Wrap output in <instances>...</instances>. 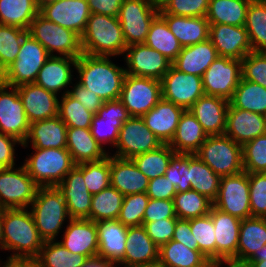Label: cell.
Returning a JSON list of instances; mask_svg holds the SVG:
<instances>
[{
  "label": "cell",
  "mask_w": 266,
  "mask_h": 267,
  "mask_svg": "<svg viewBox=\"0 0 266 267\" xmlns=\"http://www.w3.org/2000/svg\"><path fill=\"white\" fill-rule=\"evenodd\" d=\"M109 58L82 53L73 68L79 74L78 83L95 92L104 102L119 99L126 75L125 68L114 64Z\"/></svg>",
  "instance_id": "1"
},
{
  "label": "cell",
  "mask_w": 266,
  "mask_h": 267,
  "mask_svg": "<svg viewBox=\"0 0 266 267\" xmlns=\"http://www.w3.org/2000/svg\"><path fill=\"white\" fill-rule=\"evenodd\" d=\"M28 208L3 209V250L8 258H36L44 241Z\"/></svg>",
  "instance_id": "2"
},
{
  "label": "cell",
  "mask_w": 266,
  "mask_h": 267,
  "mask_svg": "<svg viewBox=\"0 0 266 267\" xmlns=\"http://www.w3.org/2000/svg\"><path fill=\"white\" fill-rule=\"evenodd\" d=\"M83 53L93 56L124 55L127 44L117 17L92 13L81 35Z\"/></svg>",
  "instance_id": "3"
},
{
  "label": "cell",
  "mask_w": 266,
  "mask_h": 267,
  "mask_svg": "<svg viewBox=\"0 0 266 267\" xmlns=\"http://www.w3.org/2000/svg\"><path fill=\"white\" fill-rule=\"evenodd\" d=\"M30 206L35 226L44 242L54 241L67 218L71 219L57 186L39 187Z\"/></svg>",
  "instance_id": "4"
},
{
  "label": "cell",
  "mask_w": 266,
  "mask_h": 267,
  "mask_svg": "<svg viewBox=\"0 0 266 267\" xmlns=\"http://www.w3.org/2000/svg\"><path fill=\"white\" fill-rule=\"evenodd\" d=\"M33 149L23 165L39 187L57 186L76 165L67 148Z\"/></svg>",
  "instance_id": "5"
},
{
  "label": "cell",
  "mask_w": 266,
  "mask_h": 267,
  "mask_svg": "<svg viewBox=\"0 0 266 267\" xmlns=\"http://www.w3.org/2000/svg\"><path fill=\"white\" fill-rule=\"evenodd\" d=\"M195 154L221 177L244 171L242 146L225 134L208 136Z\"/></svg>",
  "instance_id": "6"
},
{
  "label": "cell",
  "mask_w": 266,
  "mask_h": 267,
  "mask_svg": "<svg viewBox=\"0 0 266 267\" xmlns=\"http://www.w3.org/2000/svg\"><path fill=\"white\" fill-rule=\"evenodd\" d=\"M28 34L37 40L54 56H65L77 59L82 53L81 36L43 17L40 13L31 22Z\"/></svg>",
  "instance_id": "7"
},
{
  "label": "cell",
  "mask_w": 266,
  "mask_h": 267,
  "mask_svg": "<svg viewBox=\"0 0 266 267\" xmlns=\"http://www.w3.org/2000/svg\"><path fill=\"white\" fill-rule=\"evenodd\" d=\"M49 57L47 50L27 34L23 38L16 60L2 72V83L12 87L35 83L38 72Z\"/></svg>",
  "instance_id": "8"
},
{
  "label": "cell",
  "mask_w": 266,
  "mask_h": 267,
  "mask_svg": "<svg viewBox=\"0 0 266 267\" xmlns=\"http://www.w3.org/2000/svg\"><path fill=\"white\" fill-rule=\"evenodd\" d=\"M38 188L24 165L0 169V209L30 207Z\"/></svg>",
  "instance_id": "9"
},
{
  "label": "cell",
  "mask_w": 266,
  "mask_h": 267,
  "mask_svg": "<svg viewBox=\"0 0 266 267\" xmlns=\"http://www.w3.org/2000/svg\"><path fill=\"white\" fill-rule=\"evenodd\" d=\"M162 98L161 81L126 74L119 100L130 116L142 117Z\"/></svg>",
  "instance_id": "10"
},
{
  "label": "cell",
  "mask_w": 266,
  "mask_h": 267,
  "mask_svg": "<svg viewBox=\"0 0 266 267\" xmlns=\"http://www.w3.org/2000/svg\"><path fill=\"white\" fill-rule=\"evenodd\" d=\"M159 14L150 0H124L118 13L127 46L145 43L149 27Z\"/></svg>",
  "instance_id": "11"
},
{
  "label": "cell",
  "mask_w": 266,
  "mask_h": 267,
  "mask_svg": "<svg viewBox=\"0 0 266 267\" xmlns=\"http://www.w3.org/2000/svg\"><path fill=\"white\" fill-rule=\"evenodd\" d=\"M213 206L239 219L251 217L249 200V173L222 176Z\"/></svg>",
  "instance_id": "12"
},
{
  "label": "cell",
  "mask_w": 266,
  "mask_h": 267,
  "mask_svg": "<svg viewBox=\"0 0 266 267\" xmlns=\"http://www.w3.org/2000/svg\"><path fill=\"white\" fill-rule=\"evenodd\" d=\"M161 141L146 126L142 117L131 116L126 120L115 145L117 151L113 156L132 159L133 157L158 149Z\"/></svg>",
  "instance_id": "13"
},
{
  "label": "cell",
  "mask_w": 266,
  "mask_h": 267,
  "mask_svg": "<svg viewBox=\"0 0 266 267\" xmlns=\"http://www.w3.org/2000/svg\"><path fill=\"white\" fill-rule=\"evenodd\" d=\"M241 78V60L219 56L202 77L204 94L230 100Z\"/></svg>",
  "instance_id": "14"
},
{
  "label": "cell",
  "mask_w": 266,
  "mask_h": 267,
  "mask_svg": "<svg viewBox=\"0 0 266 267\" xmlns=\"http://www.w3.org/2000/svg\"><path fill=\"white\" fill-rule=\"evenodd\" d=\"M162 98L188 110L204 95L202 77L186 74L173 65L161 80Z\"/></svg>",
  "instance_id": "15"
},
{
  "label": "cell",
  "mask_w": 266,
  "mask_h": 267,
  "mask_svg": "<svg viewBox=\"0 0 266 267\" xmlns=\"http://www.w3.org/2000/svg\"><path fill=\"white\" fill-rule=\"evenodd\" d=\"M8 89L11 91L9 92ZM29 129L30 122L24 111L17 87L0 83V132L13 136L24 143Z\"/></svg>",
  "instance_id": "16"
},
{
  "label": "cell",
  "mask_w": 266,
  "mask_h": 267,
  "mask_svg": "<svg viewBox=\"0 0 266 267\" xmlns=\"http://www.w3.org/2000/svg\"><path fill=\"white\" fill-rule=\"evenodd\" d=\"M127 52V53H126ZM126 74L162 80L172 63L160 52L145 43L127 46L125 51Z\"/></svg>",
  "instance_id": "17"
},
{
  "label": "cell",
  "mask_w": 266,
  "mask_h": 267,
  "mask_svg": "<svg viewBox=\"0 0 266 267\" xmlns=\"http://www.w3.org/2000/svg\"><path fill=\"white\" fill-rule=\"evenodd\" d=\"M130 117L119 99L106 101L92 118L91 134L102 147L105 143L115 146L123 123Z\"/></svg>",
  "instance_id": "18"
},
{
  "label": "cell",
  "mask_w": 266,
  "mask_h": 267,
  "mask_svg": "<svg viewBox=\"0 0 266 267\" xmlns=\"http://www.w3.org/2000/svg\"><path fill=\"white\" fill-rule=\"evenodd\" d=\"M39 13L51 22L80 36L91 15L87 0H56L41 8Z\"/></svg>",
  "instance_id": "19"
},
{
  "label": "cell",
  "mask_w": 266,
  "mask_h": 267,
  "mask_svg": "<svg viewBox=\"0 0 266 267\" xmlns=\"http://www.w3.org/2000/svg\"><path fill=\"white\" fill-rule=\"evenodd\" d=\"M57 187L66 201L70 218L87 219L91 210L92 194L84 182L83 163L75 165Z\"/></svg>",
  "instance_id": "20"
},
{
  "label": "cell",
  "mask_w": 266,
  "mask_h": 267,
  "mask_svg": "<svg viewBox=\"0 0 266 267\" xmlns=\"http://www.w3.org/2000/svg\"><path fill=\"white\" fill-rule=\"evenodd\" d=\"M209 40L219 56L242 60L252 52L245 26L210 24Z\"/></svg>",
  "instance_id": "21"
},
{
  "label": "cell",
  "mask_w": 266,
  "mask_h": 267,
  "mask_svg": "<svg viewBox=\"0 0 266 267\" xmlns=\"http://www.w3.org/2000/svg\"><path fill=\"white\" fill-rule=\"evenodd\" d=\"M215 227L216 261L237 262L241 219L212 206L209 212Z\"/></svg>",
  "instance_id": "22"
},
{
  "label": "cell",
  "mask_w": 266,
  "mask_h": 267,
  "mask_svg": "<svg viewBox=\"0 0 266 267\" xmlns=\"http://www.w3.org/2000/svg\"><path fill=\"white\" fill-rule=\"evenodd\" d=\"M17 90L30 123L58 116L57 94L47 91L36 83L22 84Z\"/></svg>",
  "instance_id": "23"
},
{
  "label": "cell",
  "mask_w": 266,
  "mask_h": 267,
  "mask_svg": "<svg viewBox=\"0 0 266 267\" xmlns=\"http://www.w3.org/2000/svg\"><path fill=\"white\" fill-rule=\"evenodd\" d=\"M229 100L212 95L201 96L188 110L208 136L223 135L226 130Z\"/></svg>",
  "instance_id": "24"
},
{
  "label": "cell",
  "mask_w": 266,
  "mask_h": 267,
  "mask_svg": "<svg viewBox=\"0 0 266 267\" xmlns=\"http://www.w3.org/2000/svg\"><path fill=\"white\" fill-rule=\"evenodd\" d=\"M68 222L60 243L72 253L89 259L97 258L99 244L96 222L88 219H70Z\"/></svg>",
  "instance_id": "25"
},
{
  "label": "cell",
  "mask_w": 266,
  "mask_h": 267,
  "mask_svg": "<svg viewBox=\"0 0 266 267\" xmlns=\"http://www.w3.org/2000/svg\"><path fill=\"white\" fill-rule=\"evenodd\" d=\"M99 249L97 257L119 265L124 259L128 227L118 219L96 222Z\"/></svg>",
  "instance_id": "26"
},
{
  "label": "cell",
  "mask_w": 266,
  "mask_h": 267,
  "mask_svg": "<svg viewBox=\"0 0 266 267\" xmlns=\"http://www.w3.org/2000/svg\"><path fill=\"white\" fill-rule=\"evenodd\" d=\"M265 133L266 125L263 115L233 108L229 104L225 135L243 146L245 143Z\"/></svg>",
  "instance_id": "27"
},
{
  "label": "cell",
  "mask_w": 266,
  "mask_h": 267,
  "mask_svg": "<svg viewBox=\"0 0 266 267\" xmlns=\"http://www.w3.org/2000/svg\"><path fill=\"white\" fill-rule=\"evenodd\" d=\"M110 184L124 196L147 192L149 179L132 159L110 156Z\"/></svg>",
  "instance_id": "28"
},
{
  "label": "cell",
  "mask_w": 266,
  "mask_h": 267,
  "mask_svg": "<svg viewBox=\"0 0 266 267\" xmlns=\"http://www.w3.org/2000/svg\"><path fill=\"white\" fill-rule=\"evenodd\" d=\"M184 109L161 98L149 112L142 116L146 126L162 144H169L177 129Z\"/></svg>",
  "instance_id": "29"
},
{
  "label": "cell",
  "mask_w": 266,
  "mask_h": 267,
  "mask_svg": "<svg viewBox=\"0 0 266 267\" xmlns=\"http://www.w3.org/2000/svg\"><path fill=\"white\" fill-rule=\"evenodd\" d=\"M67 125L59 116L50 119L38 120L30 123L27 139L21 145L24 148L28 143L33 148H66L67 144Z\"/></svg>",
  "instance_id": "30"
},
{
  "label": "cell",
  "mask_w": 266,
  "mask_h": 267,
  "mask_svg": "<svg viewBox=\"0 0 266 267\" xmlns=\"http://www.w3.org/2000/svg\"><path fill=\"white\" fill-rule=\"evenodd\" d=\"M77 59L65 56H50L38 72L35 83L47 91L59 94L60 90L72 84V66H76Z\"/></svg>",
  "instance_id": "31"
},
{
  "label": "cell",
  "mask_w": 266,
  "mask_h": 267,
  "mask_svg": "<svg viewBox=\"0 0 266 267\" xmlns=\"http://www.w3.org/2000/svg\"><path fill=\"white\" fill-rule=\"evenodd\" d=\"M124 259L119 266L130 267L159 259V247L147 234L145 227H128Z\"/></svg>",
  "instance_id": "32"
},
{
  "label": "cell",
  "mask_w": 266,
  "mask_h": 267,
  "mask_svg": "<svg viewBox=\"0 0 266 267\" xmlns=\"http://www.w3.org/2000/svg\"><path fill=\"white\" fill-rule=\"evenodd\" d=\"M219 57L216 48L208 39L195 45L182 47L172 65L181 72L203 77L206 69Z\"/></svg>",
  "instance_id": "33"
},
{
  "label": "cell",
  "mask_w": 266,
  "mask_h": 267,
  "mask_svg": "<svg viewBox=\"0 0 266 267\" xmlns=\"http://www.w3.org/2000/svg\"><path fill=\"white\" fill-rule=\"evenodd\" d=\"M66 148L76 165L104 159L109 153L95 140L90 128L67 127Z\"/></svg>",
  "instance_id": "34"
},
{
  "label": "cell",
  "mask_w": 266,
  "mask_h": 267,
  "mask_svg": "<svg viewBox=\"0 0 266 267\" xmlns=\"http://www.w3.org/2000/svg\"><path fill=\"white\" fill-rule=\"evenodd\" d=\"M182 47L195 45L209 39V22L206 17H184L159 14Z\"/></svg>",
  "instance_id": "35"
},
{
  "label": "cell",
  "mask_w": 266,
  "mask_h": 267,
  "mask_svg": "<svg viewBox=\"0 0 266 267\" xmlns=\"http://www.w3.org/2000/svg\"><path fill=\"white\" fill-rule=\"evenodd\" d=\"M207 137L208 135L195 116L189 110H184L175 134L168 145L175 153L195 154Z\"/></svg>",
  "instance_id": "36"
},
{
  "label": "cell",
  "mask_w": 266,
  "mask_h": 267,
  "mask_svg": "<svg viewBox=\"0 0 266 267\" xmlns=\"http://www.w3.org/2000/svg\"><path fill=\"white\" fill-rule=\"evenodd\" d=\"M264 245H266V218L251 216L242 219L237 246V263H245Z\"/></svg>",
  "instance_id": "37"
},
{
  "label": "cell",
  "mask_w": 266,
  "mask_h": 267,
  "mask_svg": "<svg viewBox=\"0 0 266 267\" xmlns=\"http://www.w3.org/2000/svg\"><path fill=\"white\" fill-rule=\"evenodd\" d=\"M188 169L191 190L214 201L218 196L221 176L216 174L196 154H188Z\"/></svg>",
  "instance_id": "38"
},
{
  "label": "cell",
  "mask_w": 266,
  "mask_h": 267,
  "mask_svg": "<svg viewBox=\"0 0 266 267\" xmlns=\"http://www.w3.org/2000/svg\"><path fill=\"white\" fill-rule=\"evenodd\" d=\"M250 0H210L206 18L209 24L244 26Z\"/></svg>",
  "instance_id": "39"
},
{
  "label": "cell",
  "mask_w": 266,
  "mask_h": 267,
  "mask_svg": "<svg viewBox=\"0 0 266 267\" xmlns=\"http://www.w3.org/2000/svg\"><path fill=\"white\" fill-rule=\"evenodd\" d=\"M145 44L160 52L171 63L176 60L182 50L181 44L159 14L150 24Z\"/></svg>",
  "instance_id": "40"
},
{
  "label": "cell",
  "mask_w": 266,
  "mask_h": 267,
  "mask_svg": "<svg viewBox=\"0 0 266 267\" xmlns=\"http://www.w3.org/2000/svg\"><path fill=\"white\" fill-rule=\"evenodd\" d=\"M38 14L34 0H0V24L28 30Z\"/></svg>",
  "instance_id": "41"
},
{
  "label": "cell",
  "mask_w": 266,
  "mask_h": 267,
  "mask_svg": "<svg viewBox=\"0 0 266 267\" xmlns=\"http://www.w3.org/2000/svg\"><path fill=\"white\" fill-rule=\"evenodd\" d=\"M229 104L233 108L263 115L266 112V88L241 78Z\"/></svg>",
  "instance_id": "42"
},
{
  "label": "cell",
  "mask_w": 266,
  "mask_h": 267,
  "mask_svg": "<svg viewBox=\"0 0 266 267\" xmlns=\"http://www.w3.org/2000/svg\"><path fill=\"white\" fill-rule=\"evenodd\" d=\"M159 260L166 267H198L208 258L199 250L189 249L181 242L171 240L159 247Z\"/></svg>",
  "instance_id": "43"
},
{
  "label": "cell",
  "mask_w": 266,
  "mask_h": 267,
  "mask_svg": "<svg viewBox=\"0 0 266 267\" xmlns=\"http://www.w3.org/2000/svg\"><path fill=\"white\" fill-rule=\"evenodd\" d=\"M124 195L111 185L92 195L88 220H116L120 214Z\"/></svg>",
  "instance_id": "44"
},
{
  "label": "cell",
  "mask_w": 266,
  "mask_h": 267,
  "mask_svg": "<svg viewBox=\"0 0 266 267\" xmlns=\"http://www.w3.org/2000/svg\"><path fill=\"white\" fill-rule=\"evenodd\" d=\"M36 259L43 267H82L89 258L66 249L59 241L43 243Z\"/></svg>",
  "instance_id": "45"
},
{
  "label": "cell",
  "mask_w": 266,
  "mask_h": 267,
  "mask_svg": "<svg viewBox=\"0 0 266 267\" xmlns=\"http://www.w3.org/2000/svg\"><path fill=\"white\" fill-rule=\"evenodd\" d=\"M244 26L252 51L266 52V1H250Z\"/></svg>",
  "instance_id": "46"
},
{
  "label": "cell",
  "mask_w": 266,
  "mask_h": 267,
  "mask_svg": "<svg viewBox=\"0 0 266 267\" xmlns=\"http://www.w3.org/2000/svg\"><path fill=\"white\" fill-rule=\"evenodd\" d=\"M176 217L192 219L208 214L213 201L194 190L177 192L173 199Z\"/></svg>",
  "instance_id": "47"
},
{
  "label": "cell",
  "mask_w": 266,
  "mask_h": 267,
  "mask_svg": "<svg viewBox=\"0 0 266 267\" xmlns=\"http://www.w3.org/2000/svg\"><path fill=\"white\" fill-rule=\"evenodd\" d=\"M175 151L163 144L158 149L149 151L132 158L137 168L150 180L165 175L170 159Z\"/></svg>",
  "instance_id": "48"
},
{
  "label": "cell",
  "mask_w": 266,
  "mask_h": 267,
  "mask_svg": "<svg viewBox=\"0 0 266 267\" xmlns=\"http://www.w3.org/2000/svg\"><path fill=\"white\" fill-rule=\"evenodd\" d=\"M63 92L58 108L60 119L67 127L90 128L94 114L72 97L68 91Z\"/></svg>",
  "instance_id": "49"
},
{
  "label": "cell",
  "mask_w": 266,
  "mask_h": 267,
  "mask_svg": "<svg viewBox=\"0 0 266 267\" xmlns=\"http://www.w3.org/2000/svg\"><path fill=\"white\" fill-rule=\"evenodd\" d=\"M28 30L0 24V71H5L17 58Z\"/></svg>",
  "instance_id": "50"
},
{
  "label": "cell",
  "mask_w": 266,
  "mask_h": 267,
  "mask_svg": "<svg viewBox=\"0 0 266 267\" xmlns=\"http://www.w3.org/2000/svg\"><path fill=\"white\" fill-rule=\"evenodd\" d=\"M191 232L198 243V250L216 261L215 227L210 214L190 219Z\"/></svg>",
  "instance_id": "51"
},
{
  "label": "cell",
  "mask_w": 266,
  "mask_h": 267,
  "mask_svg": "<svg viewBox=\"0 0 266 267\" xmlns=\"http://www.w3.org/2000/svg\"><path fill=\"white\" fill-rule=\"evenodd\" d=\"M83 176L85 185L92 195L109 187L110 155L99 161L83 163Z\"/></svg>",
  "instance_id": "52"
},
{
  "label": "cell",
  "mask_w": 266,
  "mask_h": 267,
  "mask_svg": "<svg viewBox=\"0 0 266 267\" xmlns=\"http://www.w3.org/2000/svg\"><path fill=\"white\" fill-rule=\"evenodd\" d=\"M149 199L146 192L124 196L118 220L127 227L142 226Z\"/></svg>",
  "instance_id": "53"
},
{
  "label": "cell",
  "mask_w": 266,
  "mask_h": 267,
  "mask_svg": "<svg viewBox=\"0 0 266 267\" xmlns=\"http://www.w3.org/2000/svg\"><path fill=\"white\" fill-rule=\"evenodd\" d=\"M242 155L246 173L266 172V133L245 143Z\"/></svg>",
  "instance_id": "54"
},
{
  "label": "cell",
  "mask_w": 266,
  "mask_h": 267,
  "mask_svg": "<svg viewBox=\"0 0 266 267\" xmlns=\"http://www.w3.org/2000/svg\"><path fill=\"white\" fill-rule=\"evenodd\" d=\"M249 200L251 216L266 218V172L249 173Z\"/></svg>",
  "instance_id": "55"
},
{
  "label": "cell",
  "mask_w": 266,
  "mask_h": 267,
  "mask_svg": "<svg viewBox=\"0 0 266 267\" xmlns=\"http://www.w3.org/2000/svg\"><path fill=\"white\" fill-rule=\"evenodd\" d=\"M242 79L266 88V52H249L241 60Z\"/></svg>",
  "instance_id": "56"
},
{
  "label": "cell",
  "mask_w": 266,
  "mask_h": 267,
  "mask_svg": "<svg viewBox=\"0 0 266 267\" xmlns=\"http://www.w3.org/2000/svg\"><path fill=\"white\" fill-rule=\"evenodd\" d=\"M165 176L176 187L177 192L191 190L188 169V154L175 153L165 171Z\"/></svg>",
  "instance_id": "57"
},
{
  "label": "cell",
  "mask_w": 266,
  "mask_h": 267,
  "mask_svg": "<svg viewBox=\"0 0 266 267\" xmlns=\"http://www.w3.org/2000/svg\"><path fill=\"white\" fill-rule=\"evenodd\" d=\"M210 0H170L159 14H172L184 17H206Z\"/></svg>",
  "instance_id": "58"
},
{
  "label": "cell",
  "mask_w": 266,
  "mask_h": 267,
  "mask_svg": "<svg viewBox=\"0 0 266 267\" xmlns=\"http://www.w3.org/2000/svg\"><path fill=\"white\" fill-rule=\"evenodd\" d=\"M177 219L178 218H166L147 222L144 227L152 241L160 247L172 240Z\"/></svg>",
  "instance_id": "59"
},
{
  "label": "cell",
  "mask_w": 266,
  "mask_h": 267,
  "mask_svg": "<svg viewBox=\"0 0 266 267\" xmlns=\"http://www.w3.org/2000/svg\"><path fill=\"white\" fill-rule=\"evenodd\" d=\"M166 218H177L173 200L149 199L143 216L142 225L144 226L147 222Z\"/></svg>",
  "instance_id": "60"
},
{
  "label": "cell",
  "mask_w": 266,
  "mask_h": 267,
  "mask_svg": "<svg viewBox=\"0 0 266 267\" xmlns=\"http://www.w3.org/2000/svg\"><path fill=\"white\" fill-rule=\"evenodd\" d=\"M147 196L150 199L173 200L176 195V187L165 175L149 180Z\"/></svg>",
  "instance_id": "61"
},
{
  "label": "cell",
  "mask_w": 266,
  "mask_h": 267,
  "mask_svg": "<svg viewBox=\"0 0 266 267\" xmlns=\"http://www.w3.org/2000/svg\"><path fill=\"white\" fill-rule=\"evenodd\" d=\"M68 93L78 100L89 112L94 115L98 109L103 105L104 101L93 91L88 90L84 86L77 83Z\"/></svg>",
  "instance_id": "62"
},
{
  "label": "cell",
  "mask_w": 266,
  "mask_h": 267,
  "mask_svg": "<svg viewBox=\"0 0 266 267\" xmlns=\"http://www.w3.org/2000/svg\"><path fill=\"white\" fill-rule=\"evenodd\" d=\"M15 144H23L17 138L0 132V169L15 165Z\"/></svg>",
  "instance_id": "63"
},
{
  "label": "cell",
  "mask_w": 266,
  "mask_h": 267,
  "mask_svg": "<svg viewBox=\"0 0 266 267\" xmlns=\"http://www.w3.org/2000/svg\"><path fill=\"white\" fill-rule=\"evenodd\" d=\"M172 240L181 242L189 249L198 250V243L191 232L190 219H177Z\"/></svg>",
  "instance_id": "64"
},
{
  "label": "cell",
  "mask_w": 266,
  "mask_h": 267,
  "mask_svg": "<svg viewBox=\"0 0 266 267\" xmlns=\"http://www.w3.org/2000/svg\"><path fill=\"white\" fill-rule=\"evenodd\" d=\"M124 0H87L89 10L106 16L117 17Z\"/></svg>",
  "instance_id": "65"
},
{
  "label": "cell",
  "mask_w": 266,
  "mask_h": 267,
  "mask_svg": "<svg viewBox=\"0 0 266 267\" xmlns=\"http://www.w3.org/2000/svg\"><path fill=\"white\" fill-rule=\"evenodd\" d=\"M244 264L248 267H266V245L255 251Z\"/></svg>",
  "instance_id": "66"
},
{
  "label": "cell",
  "mask_w": 266,
  "mask_h": 267,
  "mask_svg": "<svg viewBox=\"0 0 266 267\" xmlns=\"http://www.w3.org/2000/svg\"><path fill=\"white\" fill-rule=\"evenodd\" d=\"M117 264L100 258L89 259L82 267H117Z\"/></svg>",
  "instance_id": "67"
},
{
  "label": "cell",
  "mask_w": 266,
  "mask_h": 267,
  "mask_svg": "<svg viewBox=\"0 0 266 267\" xmlns=\"http://www.w3.org/2000/svg\"><path fill=\"white\" fill-rule=\"evenodd\" d=\"M20 267H43L36 258H20Z\"/></svg>",
  "instance_id": "68"
},
{
  "label": "cell",
  "mask_w": 266,
  "mask_h": 267,
  "mask_svg": "<svg viewBox=\"0 0 266 267\" xmlns=\"http://www.w3.org/2000/svg\"><path fill=\"white\" fill-rule=\"evenodd\" d=\"M225 263L226 267H248L244 263H237L234 261H214V267H222L221 265Z\"/></svg>",
  "instance_id": "69"
},
{
  "label": "cell",
  "mask_w": 266,
  "mask_h": 267,
  "mask_svg": "<svg viewBox=\"0 0 266 267\" xmlns=\"http://www.w3.org/2000/svg\"><path fill=\"white\" fill-rule=\"evenodd\" d=\"M130 267H166V266L159 259H157L152 262L136 264Z\"/></svg>",
  "instance_id": "70"
},
{
  "label": "cell",
  "mask_w": 266,
  "mask_h": 267,
  "mask_svg": "<svg viewBox=\"0 0 266 267\" xmlns=\"http://www.w3.org/2000/svg\"><path fill=\"white\" fill-rule=\"evenodd\" d=\"M0 267H20V258H7L4 265Z\"/></svg>",
  "instance_id": "71"
},
{
  "label": "cell",
  "mask_w": 266,
  "mask_h": 267,
  "mask_svg": "<svg viewBox=\"0 0 266 267\" xmlns=\"http://www.w3.org/2000/svg\"><path fill=\"white\" fill-rule=\"evenodd\" d=\"M0 248L3 249V209H0Z\"/></svg>",
  "instance_id": "72"
},
{
  "label": "cell",
  "mask_w": 266,
  "mask_h": 267,
  "mask_svg": "<svg viewBox=\"0 0 266 267\" xmlns=\"http://www.w3.org/2000/svg\"><path fill=\"white\" fill-rule=\"evenodd\" d=\"M56 0H34L37 8L40 10L45 5L55 2Z\"/></svg>",
  "instance_id": "73"
},
{
  "label": "cell",
  "mask_w": 266,
  "mask_h": 267,
  "mask_svg": "<svg viewBox=\"0 0 266 267\" xmlns=\"http://www.w3.org/2000/svg\"><path fill=\"white\" fill-rule=\"evenodd\" d=\"M152 4L157 8L161 9L165 4H167L170 0H150Z\"/></svg>",
  "instance_id": "74"
},
{
  "label": "cell",
  "mask_w": 266,
  "mask_h": 267,
  "mask_svg": "<svg viewBox=\"0 0 266 267\" xmlns=\"http://www.w3.org/2000/svg\"><path fill=\"white\" fill-rule=\"evenodd\" d=\"M198 267H214V260H208L205 264Z\"/></svg>",
  "instance_id": "75"
},
{
  "label": "cell",
  "mask_w": 266,
  "mask_h": 267,
  "mask_svg": "<svg viewBox=\"0 0 266 267\" xmlns=\"http://www.w3.org/2000/svg\"><path fill=\"white\" fill-rule=\"evenodd\" d=\"M263 118H264L265 125H266V112L263 114Z\"/></svg>",
  "instance_id": "76"
},
{
  "label": "cell",
  "mask_w": 266,
  "mask_h": 267,
  "mask_svg": "<svg viewBox=\"0 0 266 267\" xmlns=\"http://www.w3.org/2000/svg\"><path fill=\"white\" fill-rule=\"evenodd\" d=\"M0 83H2V72L0 71Z\"/></svg>",
  "instance_id": "77"
}]
</instances>
